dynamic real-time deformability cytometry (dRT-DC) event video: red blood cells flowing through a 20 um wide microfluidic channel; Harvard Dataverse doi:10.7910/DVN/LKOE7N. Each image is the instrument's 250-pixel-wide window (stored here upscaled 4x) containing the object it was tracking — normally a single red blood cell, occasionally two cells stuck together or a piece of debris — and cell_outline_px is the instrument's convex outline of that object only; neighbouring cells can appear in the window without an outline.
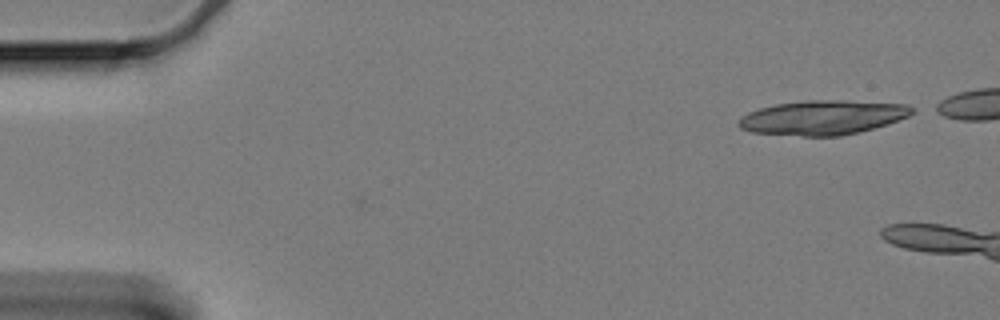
{"species": "Egyptian fruit bat (a non-hibernating species)", "species_latin": "Rousettus aegyptiacus", "temperature_condition": "cold", "stored_images_in_passage": 7, "camera_frame_rate_fps": 3000, "um_per_image_px": 0.085, "animal": {"sex": "female"}, "frame": {"image": 1, "passage_image": 1, "time_ms": 0.0, "image_size_px": [1000, 320], "cell_outline_px": [[916, 112], [908, 116], [888, 124], [860, 132], [840, 136], [804, 136], [752, 132], [740, 128], [736, 124], [748, 112], [760, 108], [776, 104], [808, 100], [840, 100], [908, 104], [916, 108]], "centroid_in_image_um": [69.99, 9.99], "position_along_channel_um": 15.0, "area_um2": 34.85}}